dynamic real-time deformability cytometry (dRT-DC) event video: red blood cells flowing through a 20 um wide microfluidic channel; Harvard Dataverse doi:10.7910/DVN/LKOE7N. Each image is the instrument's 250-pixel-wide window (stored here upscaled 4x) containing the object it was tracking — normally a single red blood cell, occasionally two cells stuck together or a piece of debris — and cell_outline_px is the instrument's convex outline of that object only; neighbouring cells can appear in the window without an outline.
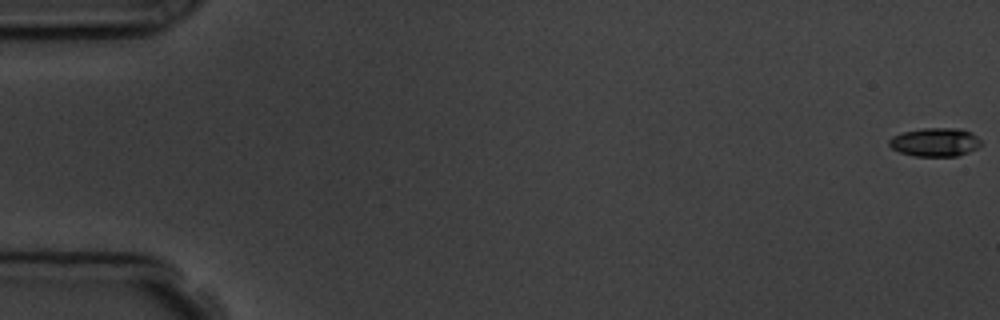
{"species": "common noctule bat (a hibernating species)", "species_latin": "Nyctalus noctula", "temperature_condition": "room temperature", "stored_images_in_passage": 8, "camera_frame_rate_fps": 3000, "um_per_image_px": 0.085, "animal": {"sex": "male", "body_mass_g": 19.5, "forearm_length_mm": 54.6}, "frame": {"image": 1, "passage_image": 1, "time_ms": 0.0, "image_size_px": [1000, 320], "cell_outline_px": [[980, 144], [976, 148], [968, 152], [956, 156], [912, 156], [900, 152], [892, 148], [888, 144], [888, 140], [892, 136], [904, 132], [924, 128], [956, 128], [972, 132], [980, 140]], "centroid_in_image_um": [79.45, 12.08], "position_along_channel_um": 5.5, "area_um2": 15.2}}
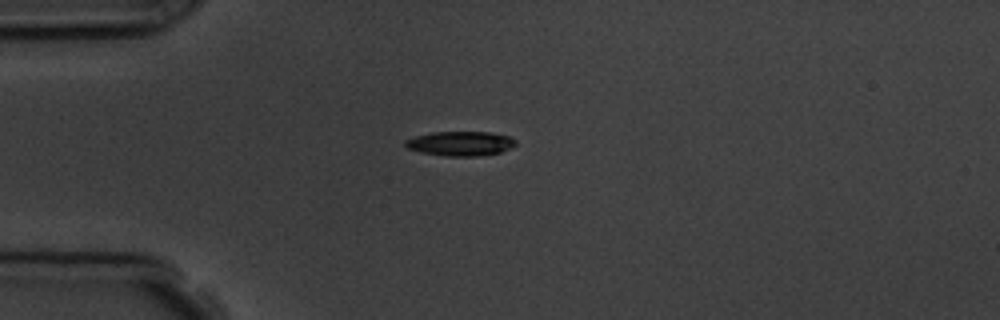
{"frame": {"image": 2, "passage_image": 5, "time_ms": 4.667, "image_size_px": [1000, 320], "cell_outline_px": [[516, 144], [512, 148], [500, 152], [476, 156], [444, 156], [420, 152], [408, 148], [404, 144], [404, 140], [416, 136], [432, 132], [492, 132], [508, 136], [516, 140]], "centroid_in_image_um": [39.14, 12.2], "position_along_channel_um": 45.9, "area_um2": 15.78}}